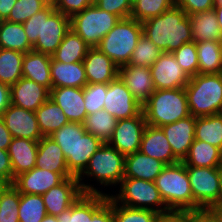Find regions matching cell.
Segmentation results:
<instances>
[{
  "mask_svg": "<svg viewBox=\"0 0 222 222\" xmlns=\"http://www.w3.org/2000/svg\"><path fill=\"white\" fill-rule=\"evenodd\" d=\"M35 114L43 136L51 135L69 122L62 109L50 98L35 111Z\"/></svg>",
  "mask_w": 222,
  "mask_h": 222,
  "instance_id": "34",
  "label": "cell"
},
{
  "mask_svg": "<svg viewBox=\"0 0 222 222\" xmlns=\"http://www.w3.org/2000/svg\"><path fill=\"white\" fill-rule=\"evenodd\" d=\"M139 151L166 165L179 162L174 156L171 145L160 127L146 125Z\"/></svg>",
  "mask_w": 222,
  "mask_h": 222,
  "instance_id": "22",
  "label": "cell"
},
{
  "mask_svg": "<svg viewBox=\"0 0 222 222\" xmlns=\"http://www.w3.org/2000/svg\"><path fill=\"white\" fill-rule=\"evenodd\" d=\"M188 222H212L203 212L193 213Z\"/></svg>",
  "mask_w": 222,
  "mask_h": 222,
  "instance_id": "58",
  "label": "cell"
},
{
  "mask_svg": "<svg viewBox=\"0 0 222 222\" xmlns=\"http://www.w3.org/2000/svg\"><path fill=\"white\" fill-rule=\"evenodd\" d=\"M90 48L77 33L70 29L52 58L63 63L82 62Z\"/></svg>",
  "mask_w": 222,
  "mask_h": 222,
  "instance_id": "32",
  "label": "cell"
},
{
  "mask_svg": "<svg viewBox=\"0 0 222 222\" xmlns=\"http://www.w3.org/2000/svg\"><path fill=\"white\" fill-rule=\"evenodd\" d=\"M125 156L107 142L104 143L90 158L84 172L78 177L83 194H102L92 185L81 182L83 177L92 176L101 185L119 184L124 178ZM85 174V175H84ZM83 176V177H82Z\"/></svg>",
  "mask_w": 222,
  "mask_h": 222,
  "instance_id": "4",
  "label": "cell"
},
{
  "mask_svg": "<svg viewBox=\"0 0 222 222\" xmlns=\"http://www.w3.org/2000/svg\"><path fill=\"white\" fill-rule=\"evenodd\" d=\"M110 194H82L76 202L56 215L58 222H88L93 214L108 200Z\"/></svg>",
  "mask_w": 222,
  "mask_h": 222,
  "instance_id": "25",
  "label": "cell"
},
{
  "mask_svg": "<svg viewBox=\"0 0 222 222\" xmlns=\"http://www.w3.org/2000/svg\"><path fill=\"white\" fill-rule=\"evenodd\" d=\"M177 63L190 76L198 74V56L195 42L185 43L172 53Z\"/></svg>",
  "mask_w": 222,
  "mask_h": 222,
  "instance_id": "46",
  "label": "cell"
},
{
  "mask_svg": "<svg viewBox=\"0 0 222 222\" xmlns=\"http://www.w3.org/2000/svg\"><path fill=\"white\" fill-rule=\"evenodd\" d=\"M88 222H114L113 218V199L108 195V200L88 218Z\"/></svg>",
  "mask_w": 222,
  "mask_h": 222,
  "instance_id": "52",
  "label": "cell"
},
{
  "mask_svg": "<svg viewBox=\"0 0 222 222\" xmlns=\"http://www.w3.org/2000/svg\"><path fill=\"white\" fill-rule=\"evenodd\" d=\"M10 104V86L0 82V116Z\"/></svg>",
  "mask_w": 222,
  "mask_h": 222,
  "instance_id": "55",
  "label": "cell"
},
{
  "mask_svg": "<svg viewBox=\"0 0 222 222\" xmlns=\"http://www.w3.org/2000/svg\"><path fill=\"white\" fill-rule=\"evenodd\" d=\"M212 222H216L206 211L203 212Z\"/></svg>",
  "mask_w": 222,
  "mask_h": 222,
  "instance_id": "63",
  "label": "cell"
},
{
  "mask_svg": "<svg viewBox=\"0 0 222 222\" xmlns=\"http://www.w3.org/2000/svg\"><path fill=\"white\" fill-rule=\"evenodd\" d=\"M195 139L222 151V117L220 114L196 117Z\"/></svg>",
  "mask_w": 222,
  "mask_h": 222,
  "instance_id": "36",
  "label": "cell"
},
{
  "mask_svg": "<svg viewBox=\"0 0 222 222\" xmlns=\"http://www.w3.org/2000/svg\"><path fill=\"white\" fill-rule=\"evenodd\" d=\"M41 222H58L55 216L53 215H46Z\"/></svg>",
  "mask_w": 222,
  "mask_h": 222,
  "instance_id": "61",
  "label": "cell"
},
{
  "mask_svg": "<svg viewBox=\"0 0 222 222\" xmlns=\"http://www.w3.org/2000/svg\"><path fill=\"white\" fill-rule=\"evenodd\" d=\"M195 124L196 117L189 115L174 123L160 127L171 145L174 156L179 161L184 160L195 140Z\"/></svg>",
  "mask_w": 222,
  "mask_h": 222,
  "instance_id": "17",
  "label": "cell"
},
{
  "mask_svg": "<svg viewBox=\"0 0 222 222\" xmlns=\"http://www.w3.org/2000/svg\"><path fill=\"white\" fill-rule=\"evenodd\" d=\"M20 192L10 184L0 195V222H19Z\"/></svg>",
  "mask_w": 222,
  "mask_h": 222,
  "instance_id": "43",
  "label": "cell"
},
{
  "mask_svg": "<svg viewBox=\"0 0 222 222\" xmlns=\"http://www.w3.org/2000/svg\"><path fill=\"white\" fill-rule=\"evenodd\" d=\"M216 222H222V203L212 205L206 211Z\"/></svg>",
  "mask_w": 222,
  "mask_h": 222,
  "instance_id": "57",
  "label": "cell"
},
{
  "mask_svg": "<svg viewBox=\"0 0 222 222\" xmlns=\"http://www.w3.org/2000/svg\"><path fill=\"white\" fill-rule=\"evenodd\" d=\"M0 177L13 184V169L7 150L0 149Z\"/></svg>",
  "mask_w": 222,
  "mask_h": 222,
  "instance_id": "53",
  "label": "cell"
},
{
  "mask_svg": "<svg viewBox=\"0 0 222 222\" xmlns=\"http://www.w3.org/2000/svg\"><path fill=\"white\" fill-rule=\"evenodd\" d=\"M46 215L42 195L20 193L19 222H41Z\"/></svg>",
  "mask_w": 222,
  "mask_h": 222,
  "instance_id": "40",
  "label": "cell"
},
{
  "mask_svg": "<svg viewBox=\"0 0 222 222\" xmlns=\"http://www.w3.org/2000/svg\"><path fill=\"white\" fill-rule=\"evenodd\" d=\"M94 4L121 19L129 18L132 11V3L129 0H95Z\"/></svg>",
  "mask_w": 222,
  "mask_h": 222,
  "instance_id": "48",
  "label": "cell"
},
{
  "mask_svg": "<svg viewBox=\"0 0 222 222\" xmlns=\"http://www.w3.org/2000/svg\"><path fill=\"white\" fill-rule=\"evenodd\" d=\"M193 195V213L207 211L218 204L220 197L221 167L186 166Z\"/></svg>",
  "mask_w": 222,
  "mask_h": 222,
  "instance_id": "10",
  "label": "cell"
},
{
  "mask_svg": "<svg viewBox=\"0 0 222 222\" xmlns=\"http://www.w3.org/2000/svg\"><path fill=\"white\" fill-rule=\"evenodd\" d=\"M168 210L193 213V195L186 165H166L154 181Z\"/></svg>",
  "mask_w": 222,
  "mask_h": 222,
  "instance_id": "6",
  "label": "cell"
},
{
  "mask_svg": "<svg viewBox=\"0 0 222 222\" xmlns=\"http://www.w3.org/2000/svg\"><path fill=\"white\" fill-rule=\"evenodd\" d=\"M142 34L164 53H173L183 44L193 42L189 15L175 5L143 21Z\"/></svg>",
  "mask_w": 222,
  "mask_h": 222,
  "instance_id": "1",
  "label": "cell"
},
{
  "mask_svg": "<svg viewBox=\"0 0 222 222\" xmlns=\"http://www.w3.org/2000/svg\"><path fill=\"white\" fill-rule=\"evenodd\" d=\"M157 212L122 206L113 200L114 222H153Z\"/></svg>",
  "mask_w": 222,
  "mask_h": 222,
  "instance_id": "45",
  "label": "cell"
},
{
  "mask_svg": "<svg viewBox=\"0 0 222 222\" xmlns=\"http://www.w3.org/2000/svg\"><path fill=\"white\" fill-rule=\"evenodd\" d=\"M103 109L117 120H121L138 116L142 112V104L117 76L108 84Z\"/></svg>",
  "mask_w": 222,
  "mask_h": 222,
  "instance_id": "12",
  "label": "cell"
},
{
  "mask_svg": "<svg viewBox=\"0 0 222 222\" xmlns=\"http://www.w3.org/2000/svg\"><path fill=\"white\" fill-rule=\"evenodd\" d=\"M1 117L13 138H27L39 141L43 137L36 114L33 111L10 104Z\"/></svg>",
  "mask_w": 222,
  "mask_h": 222,
  "instance_id": "14",
  "label": "cell"
},
{
  "mask_svg": "<svg viewBox=\"0 0 222 222\" xmlns=\"http://www.w3.org/2000/svg\"><path fill=\"white\" fill-rule=\"evenodd\" d=\"M213 9L217 15L218 24H219L220 30L222 32V4L215 5Z\"/></svg>",
  "mask_w": 222,
  "mask_h": 222,
  "instance_id": "59",
  "label": "cell"
},
{
  "mask_svg": "<svg viewBox=\"0 0 222 222\" xmlns=\"http://www.w3.org/2000/svg\"><path fill=\"white\" fill-rule=\"evenodd\" d=\"M12 138L10 131L6 128L3 118L0 116V149L8 150Z\"/></svg>",
  "mask_w": 222,
  "mask_h": 222,
  "instance_id": "54",
  "label": "cell"
},
{
  "mask_svg": "<svg viewBox=\"0 0 222 222\" xmlns=\"http://www.w3.org/2000/svg\"><path fill=\"white\" fill-rule=\"evenodd\" d=\"M198 74L222 73V50L219 41L197 42Z\"/></svg>",
  "mask_w": 222,
  "mask_h": 222,
  "instance_id": "33",
  "label": "cell"
},
{
  "mask_svg": "<svg viewBox=\"0 0 222 222\" xmlns=\"http://www.w3.org/2000/svg\"><path fill=\"white\" fill-rule=\"evenodd\" d=\"M222 4V0H215V5Z\"/></svg>",
  "mask_w": 222,
  "mask_h": 222,
  "instance_id": "64",
  "label": "cell"
},
{
  "mask_svg": "<svg viewBox=\"0 0 222 222\" xmlns=\"http://www.w3.org/2000/svg\"><path fill=\"white\" fill-rule=\"evenodd\" d=\"M218 203H222V176L220 180V197H219Z\"/></svg>",
  "mask_w": 222,
  "mask_h": 222,
  "instance_id": "62",
  "label": "cell"
},
{
  "mask_svg": "<svg viewBox=\"0 0 222 222\" xmlns=\"http://www.w3.org/2000/svg\"><path fill=\"white\" fill-rule=\"evenodd\" d=\"M108 84H90L87 83L83 88L84 103L87 115L103 109L104 99L107 93Z\"/></svg>",
  "mask_w": 222,
  "mask_h": 222,
  "instance_id": "47",
  "label": "cell"
},
{
  "mask_svg": "<svg viewBox=\"0 0 222 222\" xmlns=\"http://www.w3.org/2000/svg\"><path fill=\"white\" fill-rule=\"evenodd\" d=\"M83 194L78 178L68 177L42 195L48 215H59Z\"/></svg>",
  "mask_w": 222,
  "mask_h": 222,
  "instance_id": "16",
  "label": "cell"
},
{
  "mask_svg": "<svg viewBox=\"0 0 222 222\" xmlns=\"http://www.w3.org/2000/svg\"><path fill=\"white\" fill-rule=\"evenodd\" d=\"M185 91L192 116L219 114L222 108V73L192 76Z\"/></svg>",
  "mask_w": 222,
  "mask_h": 222,
  "instance_id": "5",
  "label": "cell"
},
{
  "mask_svg": "<svg viewBox=\"0 0 222 222\" xmlns=\"http://www.w3.org/2000/svg\"><path fill=\"white\" fill-rule=\"evenodd\" d=\"M219 43H220V47H221V50H222V36H221V38L219 40Z\"/></svg>",
  "mask_w": 222,
  "mask_h": 222,
  "instance_id": "65",
  "label": "cell"
},
{
  "mask_svg": "<svg viewBox=\"0 0 222 222\" xmlns=\"http://www.w3.org/2000/svg\"><path fill=\"white\" fill-rule=\"evenodd\" d=\"M87 131L81 123L68 122L59 130L54 131L52 138L61 148L65 158H74V146L79 135H84Z\"/></svg>",
  "mask_w": 222,
  "mask_h": 222,
  "instance_id": "39",
  "label": "cell"
},
{
  "mask_svg": "<svg viewBox=\"0 0 222 222\" xmlns=\"http://www.w3.org/2000/svg\"><path fill=\"white\" fill-rule=\"evenodd\" d=\"M38 143L27 138H12L7 151L13 169V182L20 174L36 167Z\"/></svg>",
  "mask_w": 222,
  "mask_h": 222,
  "instance_id": "23",
  "label": "cell"
},
{
  "mask_svg": "<svg viewBox=\"0 0 222 222\" xmlns=\"http://www.w3.org/2000/svg\"><path fill=\"white\" fill-rule=\"evenodd\" d=\"M52 88H84L88 83L83 62L63 63L51 57Z\"/></svg>",
  "mask_w": 222,
  "mask_h": 222,
  "instance_id": "27",
  "label": "cell"
},
{
  "mask_svg": "<svg viewBox=\"0 0 222 222\" xmlns=\"http://www.w3.org/2000/svg\"><path fill=\"white\" fill-rule=\"evenodd\" d=\"M182 162L186 166L221 167L222 151L207 142L195 139Z\"/></svg>",
  "mask_w": 222,
  "mask_h": 222,
  "instance_id": "31",
  "label": "cell"
},
{
  "mask_svg": "<svg viewBox=\"0 0 222 222\" xmlns=\"http://www.w3.org/2000/svg\"><path fill=\"white\" fill-rule=\"evenodd\" d=\"M51 57L34 50L24 53L22 77L32 80L50 91L52 89Z\"/></svg>",
  "mask_w": 222,
  "mask_h": 222,
  "instance_id": "26",
  "label": "cell"
},
{
  "mask_svg": "<svg viewBox=\"0 0 222 222\" xmlns=\"http://www.w3.org/2000/svg\"><path fill=\"white\" fill-rule=\"evenodd\" d=\"M142 35V22L124 18L102 38L97 48L105 53L118 67L127 65Z\"/></svg>",
  "mask_w": 222,
  "mask_h": 222,
  "instance_id": "7",
  "label": "cell"
},
{
  "mask_svg": "<svg viewBox=\"0 0 222 222\" xmlns=\"http://www.w3.org/2000/svg\"><path fill=\"white\" fill-rule=\"evenodd\" d=\"M0 48L28 53L33 50L22 23L0 21Z\"/></svg>",
  "mask_w": 222,
  "mask_h": 222,
  "instance_id": "35",
  "label": "cell"
},
{
  "mask_svg": "<svg viewBox=\"0 0 222 222\" xmlns=\"http://www.w3.org/2000/svg\"><path fill=\"white\" fill-rule=\"evenodd\" d=\"M82 62L90 84H109L118 76V66L97 47L90 48Z\"/></svg>",
  "mask_w": 222,
  "mask_h": 222,
  "instance_id": "21",
  "label": "cell"
},
{
  "mask_svg": "<svg viewBox=\"0 0 222 222\" xmlns=\"http://www.w3.org/2000/svg\"><path fill=\"white\" fill-rule=\"evenodd\" d=\"M9 185L10 183L5 178L0 177V195Z\"/></svg>",
  "mask_w": 222,
  "mask_h": 222,
  "instance_id": "60",
  "label": "cell"
},
{
  "mask_svg": "<svg viewBox=\"0 0 222 222\" xmlns=\"http://www.w3.org/2000/svg\"><path fill=\"white\" fill-rule=\"evenodd\" d=\"M103 144L100 138L88 132L79 135L74 146V158L66 159L70 173L78 178L88 166L90 158Z\"/></svg>",
  "mask_w": 222,
  "mask_h": 222,
  "instance_id": "29",
  "label": "cell"
},
{
  "mask_svg": "<svg viewBox=\"0 0 222 222\" xmlns=\"http://www.w3.org/2000/svg\"><path fill=\"white\" fill-rule=\"evenodd\" d=\"M17 0H0V21L6 20Z\"/></svg>",
  "mask_w": 222,
  "mask_h": 222,
  "instance_id": "56",
  "label": "cell"
},
{
  "mask_svg": "<svg viewBox=\"0 0 222 222\" xmlns=\"http://www.w3.org/2000/svg\"><path fill=\"white\" fill-rule=\"evenodd\" d=\"M175 6L182 8L187 15H193L213 9L215 0H176Z\"/></svg>",
  "mask_w": 222,
  "mask_h": 222,
  "instance_id": "50",
  "label": "cell"
},
{
  "mask_svg": "<svg viewBox=\"0 0 222 222\" xmlns=\"http://www.w3.org/2000/svg\"><path fill=\"white\" fill-rule=\"evenodd\" d=\"M55 10L71 17L94 4L93 0H51Z\"/></svg>",
  "mask_w": 222,
  "mask_h": 222,
  "instance_id": "49",
  "label": "cell"
},
{
  "mask_svg": "<svg viewBox=\"0 0 222 222\" xmlns=\"http://www.w3.org/2000/svg\"><path fill=\"white\" fill-rule=\"evenodd\" d=\"M120 17L98 8L95 4L70 17V28L91 48L120 21Z\"/></svg>",
  "mask_w": 222,
  "mask_h": 222,
  "instance_id": "8",
  "label": "cell"
},
{
  "mask_svg": "<svg viewBox=\"0 0 222 222\" xmlns=\"http://www.w3.org/2000/svg\"><path fill=\"white\" fill-rule=\"evenodd\" d=\"M147 125L161 127L190 114L185 88L155 90L142 105Z\"/></svg>",
  "mask_w": 222,
  "mask_h": 222,
  "instance_id": "3",
  "label": "cell"
},
{
  "mask_svg": "<svg viewBox=\"0 0 222 222\" xmlns=\"http://www.w3.org/2000/svg\"><path fill=\"white\" fill-rule=\"evenodd\" d=\"M110 197L122 206L148 209L157 213L168 211V208L153 181L123 178L120 182L119 194L110 195ZM154 206L156 207L154 208Z\"/></svg>",
  "mask_w": 222,
  "mask_h": 222,
  "instance_id": "9",
  "label": "cell"
},
{
  "mask_svg": "<svg viewBox=\"0 0 222 222\" xmlns=\"http://www.w3.org/2000/svg\"><path fill=\"white\" fill-rule=\"evenodd\" d=\"M29 43L36 52L52 56L70 28V17L55 10L51 1L23 23Z\"/></svg>",
  "mask_w": 222,
  "mask_h": 222,
  "instance_id": "2",
  "label": "cell"
},
{
  "mask_svg": "<svg viewBox=\"0 0 222 222\" xmlns=\"http://www.w3.org/2000/svg\"><path fill=\"white\" fill-rule=\"evenodd\" d=\"M50 2L51 0H17L6 21L23 24Z\"/></svg>",
  "mask_w": 222,
  "mask_h": 222,
  "instance_id": "44",
  "label": "cell"
},
{
  "mask_svg": "<svg viewBox=\"0 0 222 222\" xmlns=\"http://www.w3.org/2000/svg\"><path fill=\"white\" fill-rule=\"evenodd\" d=\"M118 77L126 85L133 97L142 105L156 90L149 67L123 65L118 67Z\"/></svg>",
  "mask_w": 222,
  "mask_h": 222,
  "instance_id": "18",
  "label": "cell"
},
{
  "mask_svg": "<svg viewBox=\"0 0 222 222\" xmlns=\"http://www.w3.org/2000/svg\"><path fill=\"white\" fill-rule=\"evenodd\" d=\"M165 166L162 161L137 151L125 156L124 178L154 182Z\"/></svg>",
  "mask_w": 222,
  "mask_h": 222,
  "instance_id": "24",
  "label": "cell"
},
{
  "mask_svg": "<svg viewBox=\"0 0 222 222\" xmlns=\"http://www.w3.org/2000/svg\"><path fill=\"white\" fill-rule=\"evenodd\" d=\"M193 42L219 41L222 32L214 9L189 15Z\"/></svg>",
  "mask_w": 222,
  "mask_h": 222,
  "instance_id": "30",
  "label": "cell"
},
{
  "mask_svg": "<svg viewBox=\"0 0 222 222\" xmlns=\"http://www.w3.org/2000/svg\"><path fill=\"white\" fill-rule=\"evenodd\" d=\"M192 214L188 211L168 210L157 213L153 222H188Z\"/></svg>",
  "mask_w": 222,
  "mask_h": 222,
  "instance_id": "51",
  "label": "cell"
},
{
  "mask_svg": "<svg viewBox=\"0 0 222 222\" xmlns=\"http://www.w3.org/2000/svg\"><path fill=\"white\" fill-rule=\"evenodd\" d=\"M36 167L59 174H71L67 167L63 151L49 136H43L39 140Z\"/></svg>",
  "mask_w": 222,
  "mask_h": 222,
  "instance_id": "28",
  "label": "cell"
},
{
  "mask_svg": "<svg viewBox=\"0 0 222 222\" xmlns=\"http://www.w3.org/2000/svg\"><path fill=\"white\" fill-rule=\"evenodd\" d=\"M163 53L149 38L140 36L128 65L150 67Z\"/></svg>",
  "mask_w": 222,
  "mask_h": 222,
  "instance_id": "42",
  "label": "cell"
},
{
  "mask_svg": "<svg viewBox=\"0 0 222 222\" xmlns=\"http://www.w3.org/2000/svg\"><path fill=\"white\" fill-rule=\"evenodd\" d=\"M68 177L74 176L72 174H59L43 168L34 167L32 170L17 176L13 185L20 193L43 195Z\"/></svg>",
  "mask_w": 222,
  "mask_h": 222,
  "instance_id": "15",
  "label": "cell"
},
{
  "mask_svg": "<svg viewBox=\"0 0 222 222\" xmlns=\"http://www.w3.org/2000/svg\"><path fill=\"white\" fill-rule=\"evenodd\" d=\"M175 5L174 0H136L132 3L131 18L143 22L161 15Z\"/></svg>",
  "mask_w": 222,
  "mask_h": 222,
  "instance_id": "41",
  "label": "cell"
},
{
  "mask_svg": "<svg viewBox=\"0 0 222 222\" xmlns=\"http://www.w3.org/2000/svg\"><path fill=\"white\" fill-rule=\"evenodd\" d=\"M49 98L62 109L69 122L83 124L87 117L83 88L58 87L50 90Z\"/></svg>",
  "mask_w": 222,
  "mask_h": 222,
  "instance_id": "20",
  "label": "cell"
},
{
  "mask_svg": "<svg viewBox=\"0 0 222 222\" xmlns=\"http://www.w3.org/2000/svg\"><path fill=\"white\" fill-rule=\"evenodd\" d=\"M49 96L46 87L24 77L10 86L11 104L29 111L35 112Z\"/></svg>",
  "mask_w": 222,
  "mask_h": 222,
  "instance_id": "19",
  "label": "cell"
},
{
  "mask_svg": "<svg viewBox=\"0 0 222 222\" xmlns=\"http://www.w3.org/2000/svg\"><path fill=\"white\" fill-rule=\"evenodd\" d=\"M149 68L156 90L185 88L191 78L172 53L163 52Z\"/></svg>",
  "mask_w": 222,
  "mask_h": 222,
  "instance_id": "13",
  "label": "cell"
},
{
  "mask_svg": "<svg viewBox=\"0 0 222 222\" xmlns=\"http://www.w3.org/2000/svg\"><path fill=\"white\" fill-rule=\"evenodd\" d=\"M146 125L143 111L138 116L117 120L113 135L107 143L124 156L133 154L140 149Z\"/></svg>",
  "mask_w": 222,
  "mask_h": 222,
  "instance_id": "11",
  "label": "cell"
},
{
  "mask_svg": "<svg viewBox=\"0 0 222 222\" xmlns=\"http://www.w3.org/2000/svg\"><path fill=\"white\" fill-rule=\"evenodd\" d=\"M219 114H220V116L222 117V108H221V110H220Z\"/></svg>",
  "mask_w": 222,
  "mask_h": 222,
  "instance_id": "66",
  "label": "cell"
},
{
  "mask_svg": "<svg viewBox=\"0 0 222 222\" xmlns=\"http://www.w3.org/2000/svg\"><path fill=\"white\" fill-rule=\"evenodd\" d=\"M23 57V52L0 48L1 83L11 86L22 77Z\"/></svg>",
  "mask_w": 222,
  "mask_h": 222,
  "instance_id": "37",
  "label": "cell"
},
{
  "mask_svg": "<svg viewBox=\"0 0 222 222\" xmlns=\"http://www.w3.org/2000/svg\"><path fill=\"white\" fill-rule=\"evenodd\" d=\"M117 119L104 109L87 115L83 125L85 130L100 138L104 143L112 137Z\"/></svg>",
  "mask_w": 222,
  "mask_h": 222,
  "instance_id": "38",
  "label": "cell"
}]
</instances>
